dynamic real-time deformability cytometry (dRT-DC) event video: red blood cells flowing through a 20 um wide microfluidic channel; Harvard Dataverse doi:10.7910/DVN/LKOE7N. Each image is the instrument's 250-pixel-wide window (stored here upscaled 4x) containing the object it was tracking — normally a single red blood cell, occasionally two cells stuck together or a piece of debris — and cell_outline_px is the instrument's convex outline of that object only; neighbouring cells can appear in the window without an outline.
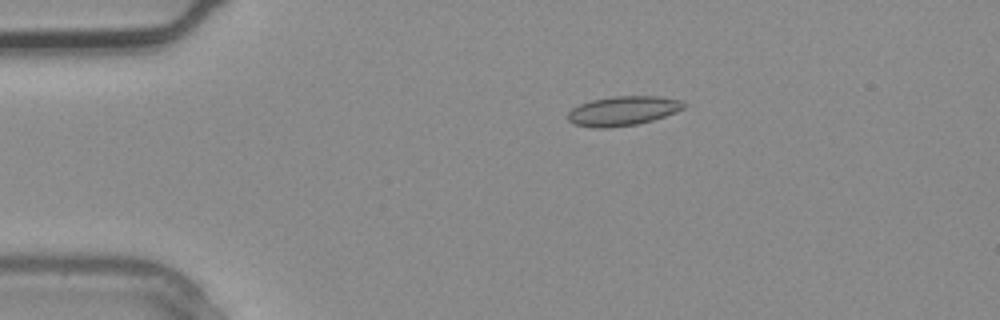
{"species": "common noctule bat (a hibernating species)", "species_latin": "Nyctalus noctula", "temperature_condition": "warm", "stored_images_in_passage": 3, "camera_frame_rate_fps": 3000, "um_per_image_px": 0.085, "animal": {"sex": "male", "body_mass_g": 20.4}, "frame": {"image": 1, "passage_image": 2, "time_ms": 0.333, "image_size_px": [1000, 320], "cell_outline_px": [[684, 108], [676, 112], [652, 120], [636, 124], [608, 128], [592, 128], [572, 124], [568, 120], [568, 112], [572, 108], [580, 104], [592, 100], [616, 96], [656, 96], [680, 100], [684, 104]], "centroid_in_image_um": [52.9, 9.43], "position_along_channel_um": 32.1, "area_um2": 19.77}}
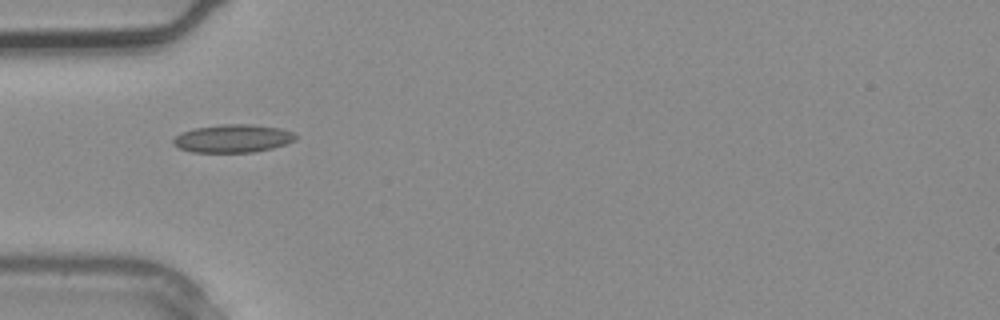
{"frame": {"image": 2, "passage_image": 3, "time_ms": 0.667, "image_size_px": [1000, 320], "cell_outline_px": [[296, 140], [272, 148], [252, 152], [192, 152], [180, 148], [172, 144], [172, 140], [180, 132], [196, 128], [224, 124], [252, 124], [280, 128], [292, 132], [296, 136]], "centroid_in_image_um": [19.77, 11.77], "position_along_channel_um": 65.2, "area_um2": 19.88}}